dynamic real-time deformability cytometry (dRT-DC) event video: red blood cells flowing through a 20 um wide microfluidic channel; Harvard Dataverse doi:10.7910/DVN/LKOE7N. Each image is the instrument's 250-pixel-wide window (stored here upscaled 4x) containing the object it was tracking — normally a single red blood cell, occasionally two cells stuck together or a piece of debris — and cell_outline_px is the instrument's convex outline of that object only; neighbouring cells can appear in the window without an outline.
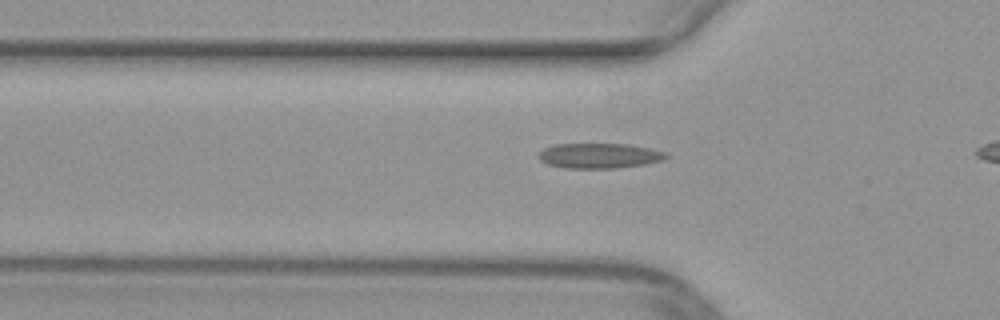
{"species": "common noctule bat (a hibernating species)", "species_latin": "Nyctalus noctula", "temperature_condition": "warm", "stored_images_in_passage": 34, "camera_frame_rate_fps": 3000, "um_per_image_px": 0.085, "animal": {"sex": "female", "body_mass_g": 29.2, "forearm_length_mm": 56.3}, "frame": {"image": 1, "passage_image": 10, "time_ms": 3.0, "image_size_px": [1000, 320], "cell_outline_px": [[668, 156], [664, 160], [644, 164], [616, 168], [564, 168], [548, 164], [540, 160], [540, 152], [544, 148], [552, 144], [628, 144], [652, 148], [668, 152]], "centroid_in_image_um": [50.99, 13.23], "position_along_channel_um": 74.8, "area_um2": 18.73}}
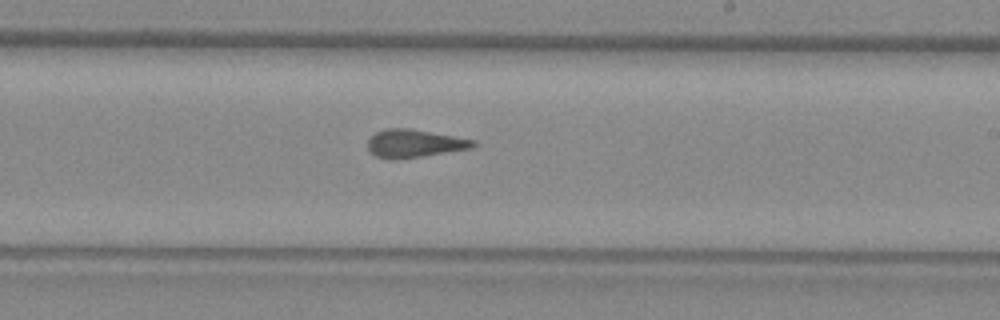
{"frame": {"image": 2, "passage_image": 23, "time_ms": 7.333, "image_size_px": [1000, 320], "cell_outline_px": [[476, 144], [472, 148], [400, 160], [392, 160], [376, 156], [368, 148], [368, 140], [376, 132], [388, 128], [408, 128], [476, 140]], "centroid_in_image_um": [35.22, 12.21], "position_along_channel_um": 253.8, "area_um2": 17.17}}
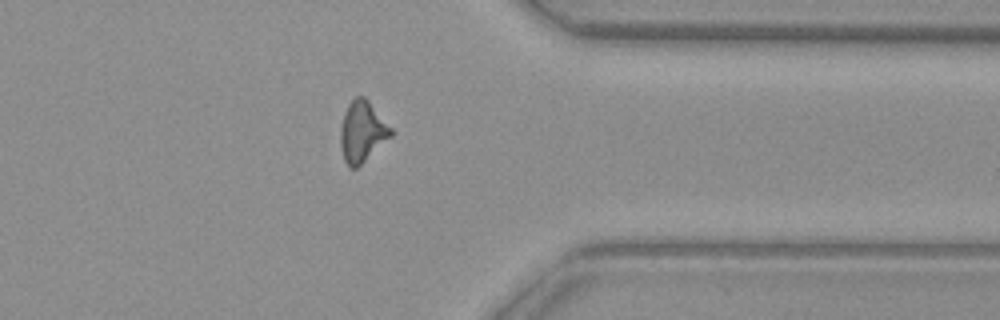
{"frame": {"image": 3, "passage_image": 33, "time_ms": 10.667, "image_size_px": [1000, 320], "cell_outline_px": [[392, 136], [356, 168], [348, 168], [344, 160], [340, 148], [340, 128], [344, 112], [348, 104], [356, 96], [364, 96], [368, 100], [392, 128]], "centroid_in_image_um": [30.77, 11.19], "position_along_channel_um": 380.6, "area_um2": 17.92}}